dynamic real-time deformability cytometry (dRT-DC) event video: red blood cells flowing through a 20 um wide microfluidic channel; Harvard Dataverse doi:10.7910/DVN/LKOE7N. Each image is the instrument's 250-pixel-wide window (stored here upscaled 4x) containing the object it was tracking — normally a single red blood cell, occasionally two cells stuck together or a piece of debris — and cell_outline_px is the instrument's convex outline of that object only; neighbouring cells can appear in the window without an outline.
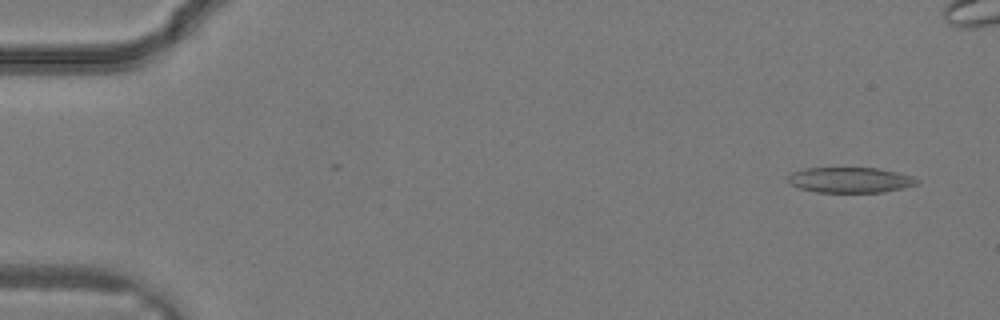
{"species": "common noctule bat (a hibernating species)", "species_latin": "Nyctalus noctula", "temperature_condition": "warm", "stored_images_in_passage": 21, "camera_frame_rate_fps": 3000, "um_per_image_px": 0.085, "animal": {"sex": "male", "body_mass_g": 19.2, "forearm_length_mm": 51.8}, "frame": {"image": 1, "passage_image": 1, "time_ms": 0.0, "image_size_px": [1000, 320], "cell_outline_px": [[920, 184], [904, 188], [884, 192], [816, 192], [800, 188], [792, 184], [788, 180], [788, 176], [792, 172], [804, 168], [876, 168], [896, 172], [912, 176], [920, 180]], "centroid_in_image_um": [72.31, 15.3], "position_along_channel_um": 12.7, "area_um2": 19.13}}
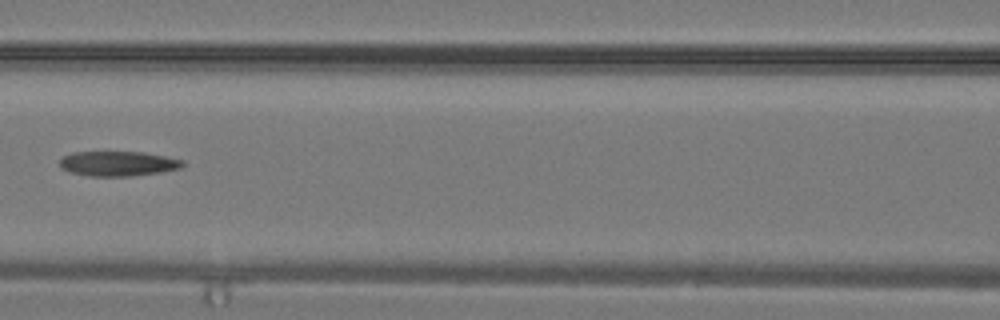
{"frame": {"image": 2, "passage_image": 14, "time_ms": 4.333, "image_size_px": [1000, 320], "cell_outline_px": [[184, 164], [180, 168], [160, 172], [132, 176], [88, 176], [72, 172], [60, 168], [60, 160], [64, 156], [72, 152], [144, 152], [184, 160]], "centroid_in_image_um": [10.03, 13.9], "position_along_channel_um": 156.6, "area_um2": 17.74}}
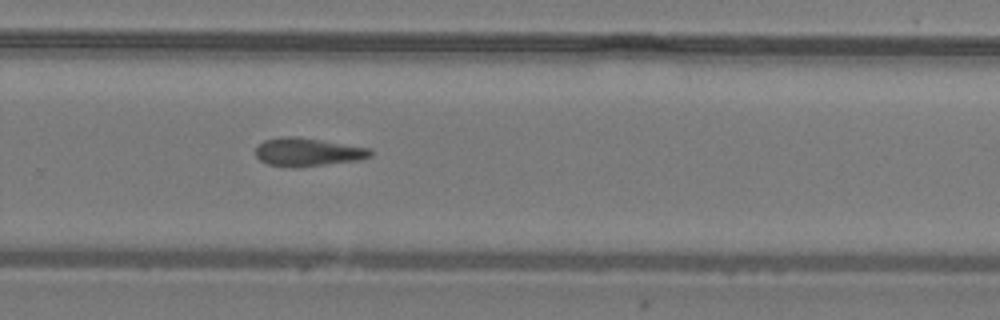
{"frame": {"image": 3, "passage_image": 21, "time_ms": 6.667, "image_size_px": [1000, 320], "cell_outline_px": [[372, 156], [360, 160], [296, 168], [292, 168], [268, 164], [260, 160], [256, 156], [256, 148], [264, 140], [288, 136], [292, 136], [320, 140], [368, 148], [372, 152]], "centroid_in_image_um": [26.15, 12.95], "position_along_channel_um": 303.7, "area_um2": 18.73}}